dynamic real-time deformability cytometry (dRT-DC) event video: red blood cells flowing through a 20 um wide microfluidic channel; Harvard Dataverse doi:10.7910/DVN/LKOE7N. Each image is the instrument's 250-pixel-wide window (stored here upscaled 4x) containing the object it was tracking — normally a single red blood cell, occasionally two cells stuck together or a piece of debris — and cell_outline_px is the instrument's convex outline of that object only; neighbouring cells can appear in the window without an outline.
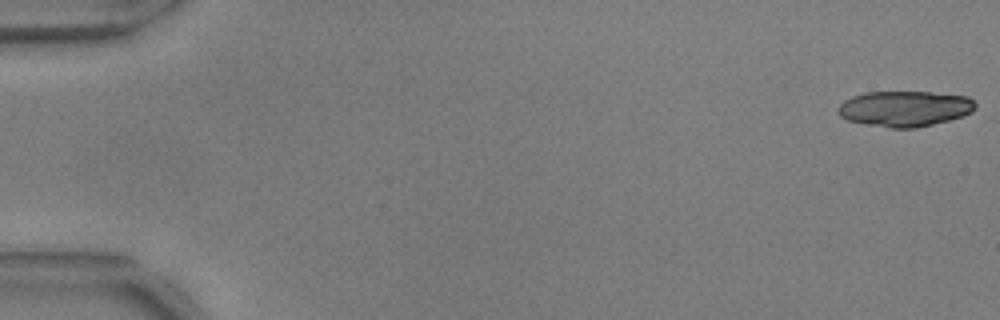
{"species": "common noctule bat (a hibernating species)", "species_latin": "Nyctalus noctula", "temperature_condition": "warm", "stored_images_in_passage": 17, "camera_frame_rate_fps": 3000, "um_per_image_px": 0.085, "animal": {"sex": "male", "body_mass_g": 17.9, "forearm_length_mm": 54.2}, "frame": {"image": 1, "passage_image": 1, "time_ms": 0.0, "image_size_px": [1000, 320], "cell_outline_px": [[976, 108], [972, 112], [948, 120], [916, 128], [888, 128], [848, 120], [840, 116], [840, 104], [844, 100], [852, 96], [864, 92], [928, 92], [968, 96], [976, 104]], "centroid_in_image_um": [76.91, 9.23], "position_along_channel_um": 8.1, "area_um2": 28.26}}
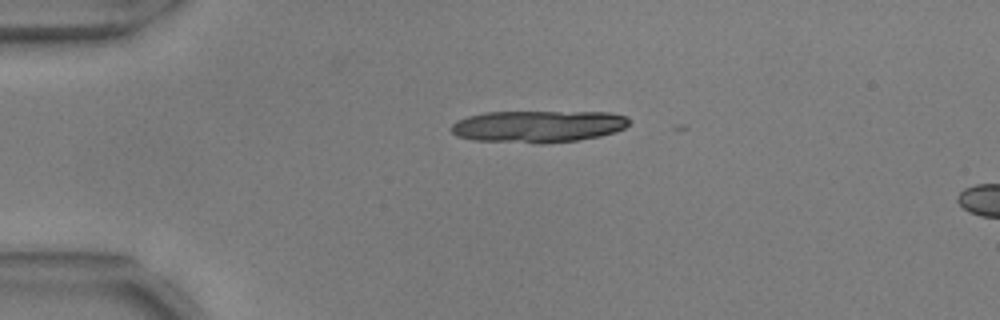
{"frame": {"image": 2, "passage_image": 13, "time_ms": 4.0, "image_size_px": [1000, 320], "cell_outline_px": [[628, 124], [624, 128], [616, 132], [600, 136], [576, 140], [544, 144], [536, 144], [472, 140], [456, 136], [448, 128], [456, 120], [468, 116], [484, 112], [612, 112], [628, 116]], "centroid_in_image_um": [45.7, 10.75], "position_along_channel_um": 39.3, "area_um2": 33.64}}